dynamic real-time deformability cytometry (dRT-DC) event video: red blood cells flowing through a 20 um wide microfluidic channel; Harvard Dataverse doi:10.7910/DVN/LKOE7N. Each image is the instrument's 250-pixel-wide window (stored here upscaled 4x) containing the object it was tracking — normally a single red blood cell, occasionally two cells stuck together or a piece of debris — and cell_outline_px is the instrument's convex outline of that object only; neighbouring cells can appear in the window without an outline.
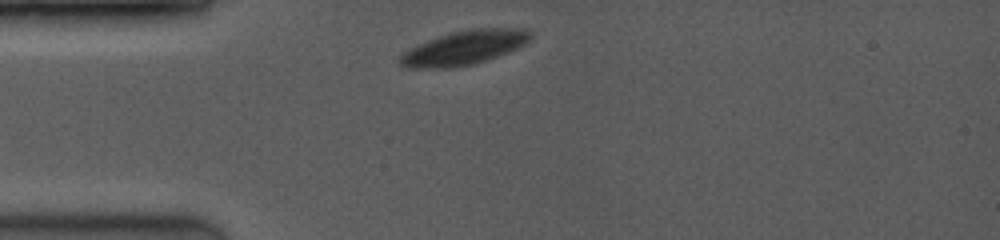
{"species": "common noctule bat (a hibernating species)", "species_latin": "Nyctalus noctula", "temperature_condition": "room temperature", "stored_images_in_passage": 6, "camera_frame_rate_fps": 3500, "um_per_image_px": 0.085, "animal": {"sex": "female", "body_mass_g": 19.0, "forearm_length_mm": 53.3}, "frame": {"image": 1, "passage_image": 1, "time_ms": 0.0, "image_size_px": [1000, 240], "cell_outline_px": [[532, 36], [524, 44], [508, 52], [472, 64], [448, 68], [408, 68], [400, 64], [400, 56], [408, 48], [436, 36], [448, 32], [472, 28], [524, 28], [532, 32]], "centroid_in_image_um": [39.43, 4.03], "position_along_channel_um": 45.6, "area_um2": 25.95}}
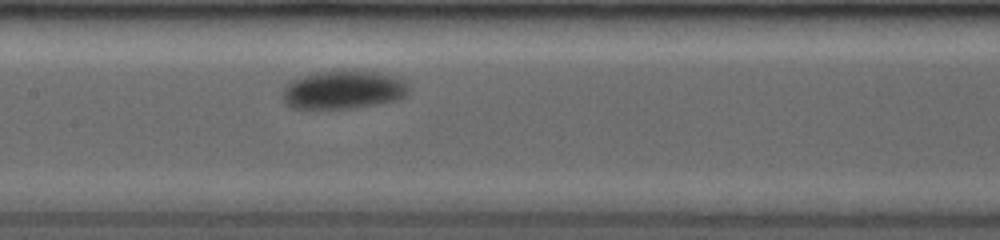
{"frame": {"image": 2, "passage_image": 6, "time_ms": 4.0, "image_size_px": [1000, 240], "cell_outline_px": [[408, 92], [404, 96], [396, 100], [380, 104], [356, 108], [292, 108], [284, 104], [284, 88], [292, 80], [304, 76], [320, 72], [376, 72], [400, 76], [404, 80], [408, 88]], "centroid_in_image_um": [29.23, 7.66], "position_along_channel_um": 178.2, "area_um2": 27.8}}